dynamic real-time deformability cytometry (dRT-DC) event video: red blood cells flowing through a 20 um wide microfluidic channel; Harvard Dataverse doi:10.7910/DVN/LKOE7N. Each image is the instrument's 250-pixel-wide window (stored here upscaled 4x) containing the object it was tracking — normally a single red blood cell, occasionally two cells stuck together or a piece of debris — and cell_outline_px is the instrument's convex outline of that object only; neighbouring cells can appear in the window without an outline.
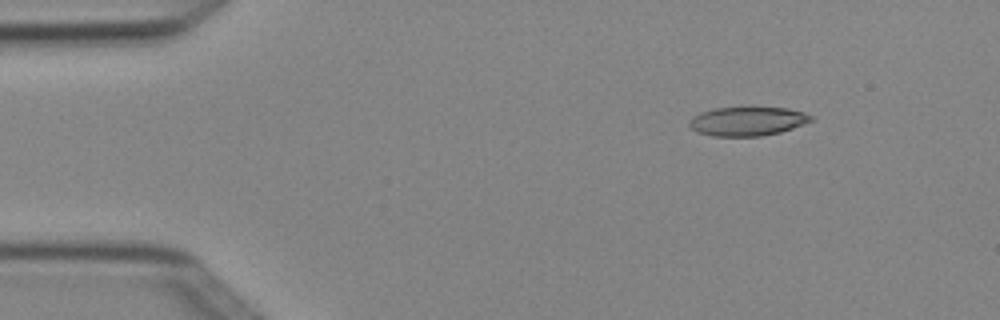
{"species": "Egyptian fruit bat (a non-hibernating species)", "species_latin": "Rousettus aegyptiacus", "temperature_condition": "cold", "stored_images_in_passage": 3, "camera_frame_rate_fps": 3000, "um_per_image_px": 0.085, "animal": {"sex": "female"}, "frame": {"image": 1, "passage_image": 1, "time_ms": 0.0, "image_size_px": [1000, 320], "cell_outline_px": [[812, 120], [792, 128], [780, 132], [760, 136], [712, 136], [696, 132], [688, 124], [688, 120], [692, 116], [700, 112], [716, 108], [788, 108], [804, 112], [812, 116]], "centroid_in_image_um": [63.48, 10.31], "position_along_channel_um": 21.5, "area_um2": 20.4}}